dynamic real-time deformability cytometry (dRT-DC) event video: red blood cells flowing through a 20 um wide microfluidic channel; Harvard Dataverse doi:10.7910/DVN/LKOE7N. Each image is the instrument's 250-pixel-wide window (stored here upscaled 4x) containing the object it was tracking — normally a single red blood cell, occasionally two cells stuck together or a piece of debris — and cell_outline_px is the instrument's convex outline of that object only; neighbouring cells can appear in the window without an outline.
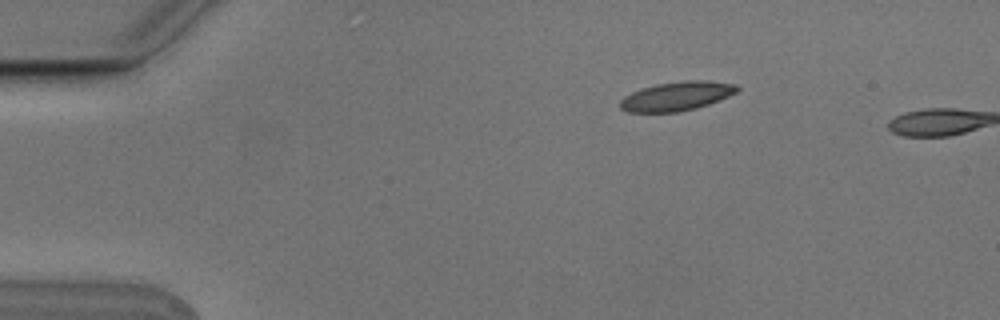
{"species": "Egyptian fruit bat (a non-hibernating species)", "species_latin": "Rousettus aegyptiacus", "temperature_condition": "cold", "stored_images_in_passage": 2, "camera_frame_rate_fps": 3000, "um_per_image_px": 0.085, "animal": {"sex": "male"}, "frame": {"image": 1, "passage_image": 1, "time_ms": 0.0, "image_size_px": [1000, 320], "cell_outline_px": [[740, 88], [736, 92], [720, 100], [696, 108], [680, 112], [628, 112], [620, 108], [620, 100], [624, 96], [632, 92], [656, 84], [684, 80], [704, 80], [736, 84]], "centroid_in_image_um": [57.52, 8.17], "position_along_channel_um": 27.5, "area_um2": 19.77}}